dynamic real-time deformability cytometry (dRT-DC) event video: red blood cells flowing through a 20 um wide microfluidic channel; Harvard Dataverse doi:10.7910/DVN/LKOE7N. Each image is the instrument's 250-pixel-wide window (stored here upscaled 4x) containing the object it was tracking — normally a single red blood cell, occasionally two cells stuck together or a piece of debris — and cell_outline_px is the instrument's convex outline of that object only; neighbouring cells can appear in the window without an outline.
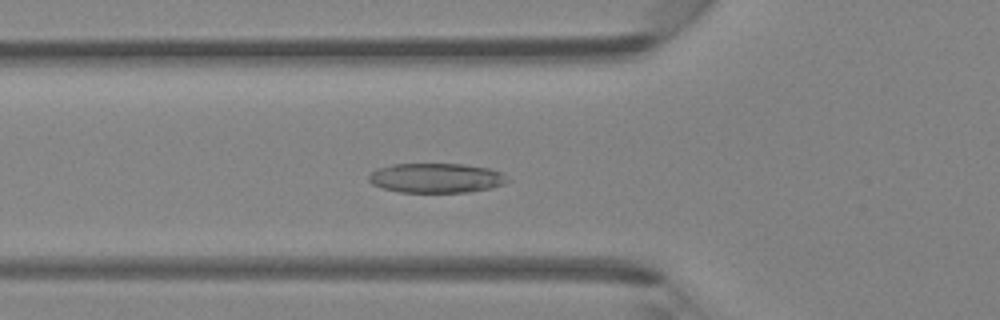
{"species": "Egyptian fruit bat (a non-hibernating species)", "species_latin": "Rousettus aegyptiacus", "temperature_condition": "room temperature", "stored_images_in_passage": 43, "camera_frame_rate_fps": 3000, "um_per_image_px": 0.085, "animal": {"sex": "female"}, "frame": {"image": 1, "passage_image": 14, "time_ms": 4.333, "image_size_px": [1000, 320], "cell_outline_px": [[512, 180], [504, 184], [492, 188], [468, 192], [400, 192], [384, 188], [372, 184], [368, 180], [368, 176], [376, 168], [392, 164], [464, 164], [488, 168], [500, 172]], "centroid_in_image_um": [37.09, 15.13], "position_along_channel_um": 88.7, "area_um2": 24.04}}
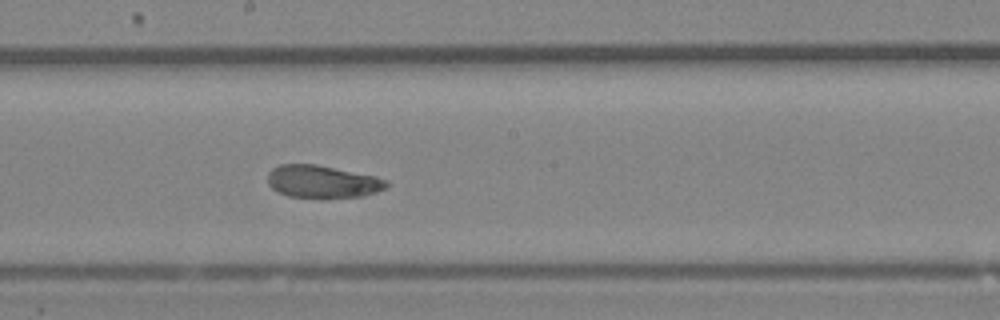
{"frame": {"image": 2, "passage_image": 23, "time_ms": 7.333, "image_size_px": [1000, 320], "cell_outline_px": [[388, 184], [384, 188], [376, 192], [364, 196], [324, 200], [320, 200], [288, 196], [272, 188], [268, 184], [268, 172], [272, 168], [280, 164], [316, 164], [376, 176], [388, 180]], "centroid_in_image_um": [27.41, 15.47], "position_along_channel_um": 220.8, "area_um2": 23.24}}
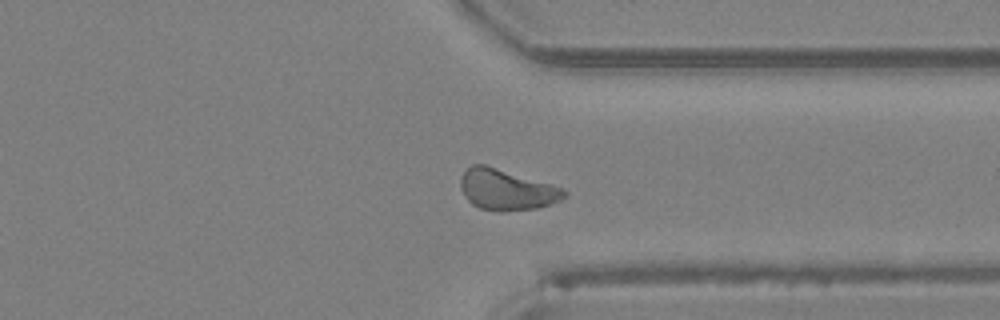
{"frame": {"image": 3, "passage_image": 33, "time_ms": 10.667, "image_size_px": [1000, 320], "cell_outline_px": [[568, 192], [560, 200], [536, 208], [500, 212], [480, 208], [472, 204], [468, 200], [460, 188], [460, 176], [472, 164], [484, 164], [548, 184], [560, 188]], "centroid_in_image_um": [42.99, 16.13], "position_along_channel_um": 368.4, "area_um2": 24.1}}